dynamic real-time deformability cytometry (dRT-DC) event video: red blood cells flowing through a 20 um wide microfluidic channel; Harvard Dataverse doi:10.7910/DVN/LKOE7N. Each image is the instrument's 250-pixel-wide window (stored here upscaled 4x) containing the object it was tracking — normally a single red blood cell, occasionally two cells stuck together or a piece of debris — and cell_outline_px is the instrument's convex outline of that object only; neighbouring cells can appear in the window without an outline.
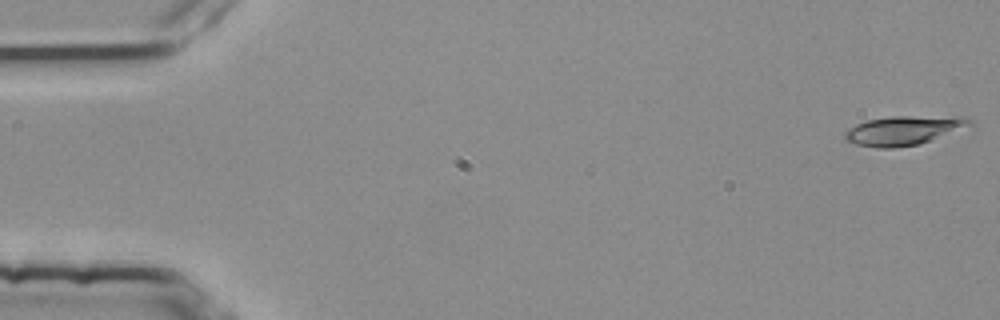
{"species": "common noctule bat (a hibernating species)", "species_latin": "Nyctalus noctula", "temperature_condition": "room temperature", "stored_images_in_passage": 54, "camera_frame_rate_fps": 3000, "um_per_image_px": 0.085, "animal": {"sex": "female", "body_mass_g": 25.1}, "frame": {"image": 1, "passage_image": 1, "time_ms": 0.0, "image_size_px": [1000, 320], "cell_outline_px": [[976, 124], [920, 144], [896, 148], [880, 148], [856, 144], [844, 140], [844, 132], [848, 128], [856, 124], [868, 120], [892, 116], [908, 116], [972, 120]], "centroid_in_image_um": [76.7, 11.12], "position_along_channel_um": 8.3, "area_um2": 20.69}}
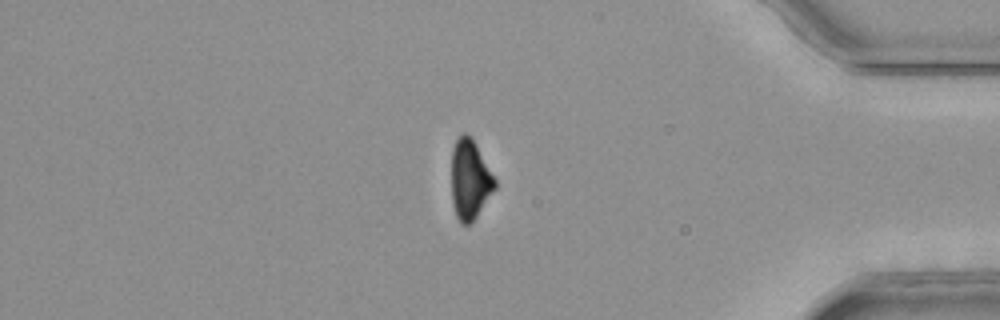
{"frame": {"image": 2, "passage_image": 46, "time_ms": 15.0, "image_size_px": [1000, 320], "cell_outline_px": [[496, 188], [476, 216], [468, 224], [460, 224], [456, 216], [452, 204], [452, 148], [460, 132], [464, 132], [476, 144], [496, 180]], "centroid_in_image_um": [39.93, 15.26], "position_along_channel_um": 395.3, "area_um2": 20.0}}
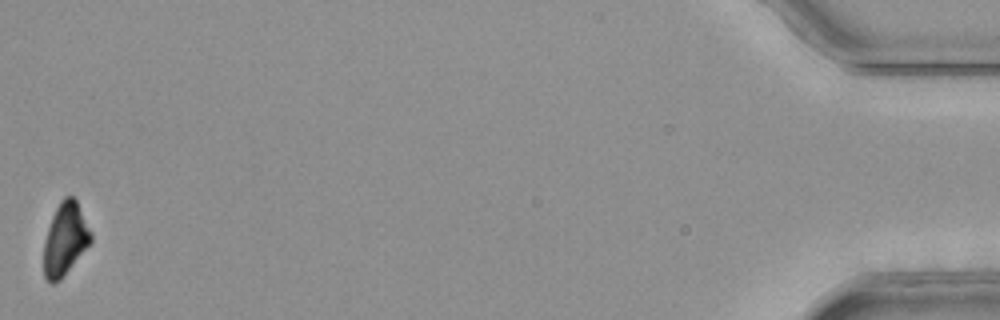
{"frame": {"image": 3, "passage_image": 54, "time_ms": 17.667, "image_size_px": [1000, 320], "cell_outline_px": [[92, 240], [60, 280], [52, 284], [44, 276], [44, 240], [52, 216], [60, 200], [64, 196], [72, 196], [76, 200], [92, 232]], "centroid_in_image_um": [5.53, 20.31], "position_along_channel_um": 429.7, "area_um2": 19.65}, "authors_computed_cell_mechanics": {"area_um2": 21.4438, "velocity_mm_per_s": 3.7982, "shape_relaxation_time_tau1_ms": 5.7795, "shape_relaxation_time_tau2_ms": null, "deformation_change_tau1": 0.1946, "deformation_change_tau2": null}}